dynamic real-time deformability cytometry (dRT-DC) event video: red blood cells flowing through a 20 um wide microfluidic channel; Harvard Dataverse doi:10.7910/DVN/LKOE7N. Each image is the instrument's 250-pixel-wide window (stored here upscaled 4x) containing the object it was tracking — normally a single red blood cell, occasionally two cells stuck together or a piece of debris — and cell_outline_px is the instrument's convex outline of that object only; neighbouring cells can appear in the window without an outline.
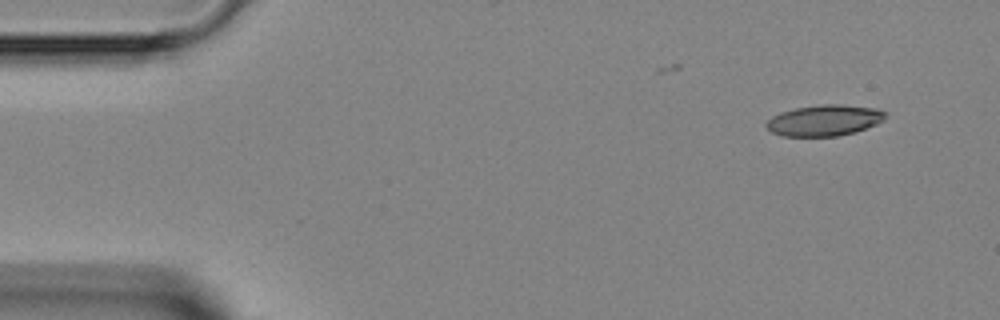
{"species": "Egyptian fruit bat (a non-hibernating species)", "species_latin": "Rousettus aegyptiacus", "temperature_condition": "room temperature", "stored_images_in_passage": 4, "camera_frame_rate_fps": 3000, "um_per_image_px": 0.085, "animal": {"sex": "female"}, "frame": {"image": 1, "passage_image": 1, "time_ms": 0.0, "image_size_px": [1000, 320], "cell_outline_px": [[884, 120], [876, 124], [856, 132], [836, 136], [784, 136], [772, 132], [764, 124], [772, 116], [780, 112], [796, 108], [820, 104], [840, 104], [876, 108], [884, 112]], "centroid_in_image_um": [70.05, 10.23], "position_along_channel_um": 14.9, "area_um2": 21.44}}
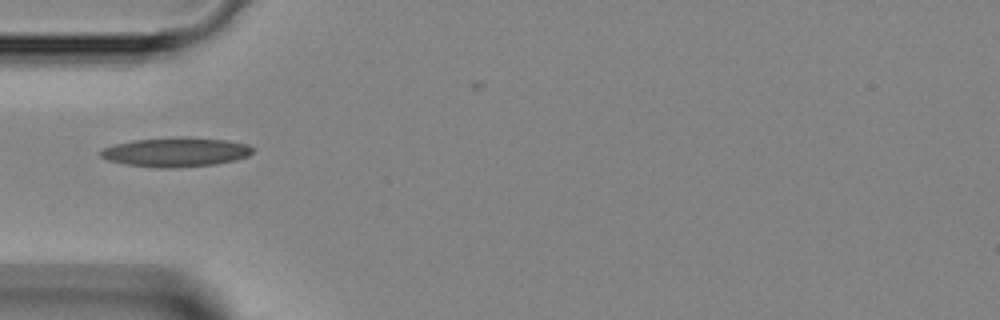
{"frame": {"image": 2, "passage_image": 4, "time_ms": 3.667, "image_size_px": [1000, 320], "cell_outline_px": [[252, 152], [248, 156], [236, 160], [216, 164], [176, 168], [160, 168], [124, 164], [108, 160], [100, 156], [100, 152], [104, 148], [116, 144], [132, 140], [180, 136], [224, 140], [248, 144], [252, 148]], "centroid_in_image_um": [14.94, 12.93], "position_along_channel_um": 70.1, "area_um2": 26.01}}